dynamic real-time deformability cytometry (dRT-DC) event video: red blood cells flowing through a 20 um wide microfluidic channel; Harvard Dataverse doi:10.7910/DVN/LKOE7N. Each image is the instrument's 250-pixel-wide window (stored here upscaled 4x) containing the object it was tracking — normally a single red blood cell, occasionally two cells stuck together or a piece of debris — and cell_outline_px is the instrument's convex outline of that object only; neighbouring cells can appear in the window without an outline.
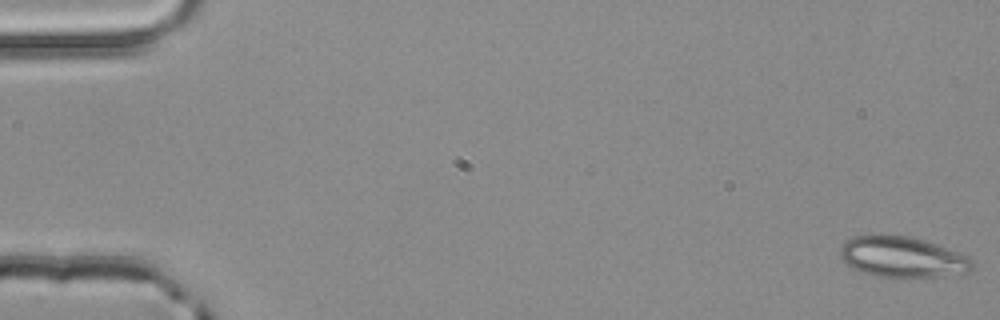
{"species": "common noctule bat (a hibernating species)", "species_latin": "Nyctalus noctula", "temperature_condition": "room temperature", "stored_images_in_passage": 4, "camera_frame_rate_fps": 3000, "um_per_image_px": 0.085, "animal": {"sex": "male", "body_mass_g": 20.4}, "frame": {"image": 1, "passage_image": 1, "time_ms": 0.0, "image_size_px": [1000, 320], "cell_outline_px": [[972, 268], [968, 272], [940, 276], [900, 280], [872, 276], [852, 268], [840, 256], [840, 248], [844, 240], [852, 236], [876, 232], [880, 232], [908, 236], [924, 240], [936, 244], [968, 256], [972, 260]], "centroid_in_image_um": [76.63, 21.84], "position_along_channel_um": 8.4, "area_um2": 32.66}}